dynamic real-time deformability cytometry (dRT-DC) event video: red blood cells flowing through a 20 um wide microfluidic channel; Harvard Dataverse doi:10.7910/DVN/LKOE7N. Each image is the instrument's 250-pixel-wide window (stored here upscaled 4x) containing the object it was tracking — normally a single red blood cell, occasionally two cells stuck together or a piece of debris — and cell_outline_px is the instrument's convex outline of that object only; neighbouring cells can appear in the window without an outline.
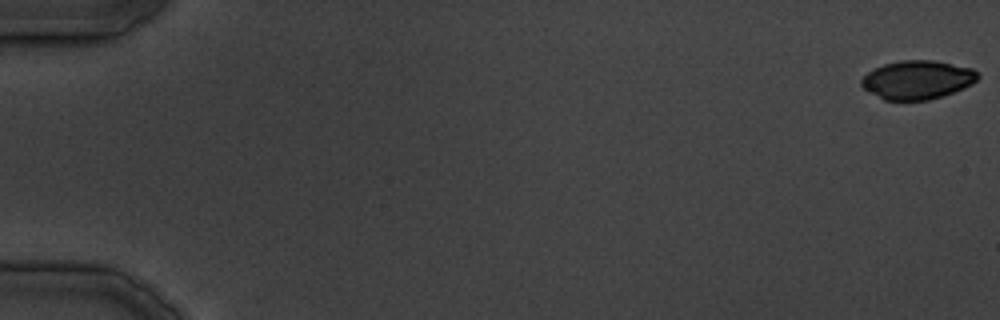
{"species": "common noctule bat (a hibernating species)", "species_latin": "Nyctalus noctula", "temperature_condition": "cold", "stored_images_in_passage": 26, "camera_frame_rate_fps": 3000, "um_per_image_px": 0.085, "animal": {"sex": "male", "body_mass_g": 19.5, "forearm_length_mm": 54.6}, "frame": {"image": 1, "passage_image": 1, "time_ms": 0.0, "image_size_px": [1000, 320], "cell_outline_px": [[980, 76], [972, 84], [964, 88], [928, 100], [884, 100], [868, 92], [860, 84], [860, 80], [868, 72], [884, 64], [900, 60], [932, 60], [972, 68]], "centroid_in_image_um": [77.95, 6.78], "position_along_channel_um": 7.0, "area_um2": 26.07}}
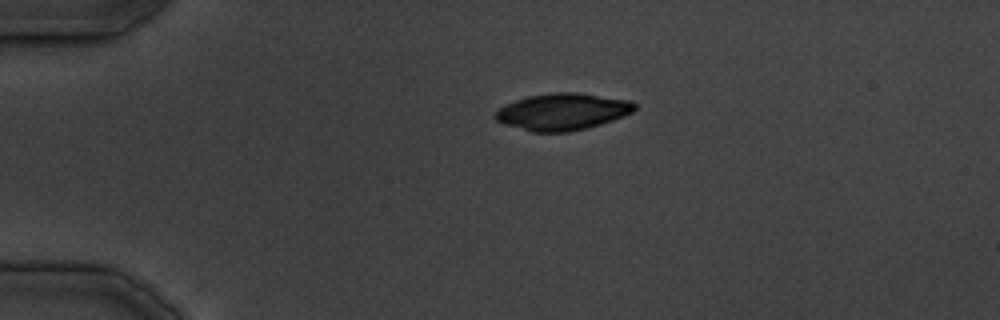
{"frame": {"image": 2, "passage_image": 9, "time_ms": 10.333, "image_size_px": [1000, 320], "cell_outline_px": [[636, 108], [632, 112], [624, 116], [588, 128], [568, 132], [532, 132], [504, 124], [496, 120], [492, 116], [500, 108], [516, 100], [528, 96], [556, 92], [576, 92], [628, 100], [636, 104]], "centroid_in_image_um": [47.81, 9.5], "position_along_channel_um": 37.2, "area_um2": 29.71}}